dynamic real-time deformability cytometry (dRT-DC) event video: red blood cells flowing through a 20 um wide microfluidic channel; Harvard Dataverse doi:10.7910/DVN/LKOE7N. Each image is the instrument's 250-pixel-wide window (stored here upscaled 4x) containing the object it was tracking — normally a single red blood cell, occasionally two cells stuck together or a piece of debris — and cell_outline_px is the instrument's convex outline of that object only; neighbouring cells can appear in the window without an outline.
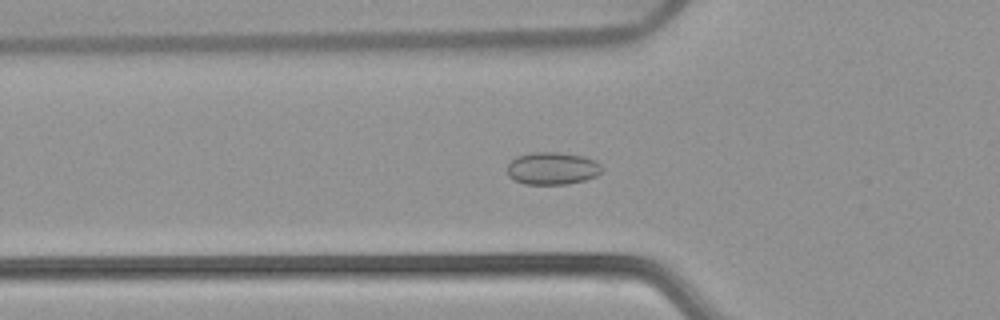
{"species": "common noctule bat (a hibernating species)", "species_latin": "Nyctalus noctula", "temperature_condition": "warm", "stored_images_in_passage": 35, "camera_frame_rate_fps": 3000, "um_per_image_px": 0.085, "animal": {"sex": "female", "body_mass_g": 22.7, "forearm_length_mm": 54.2}, "frame": {"image": 1, "passage_image": 10, "time_ms": 3.0, "image_size_px": [1000, 320], "cell_outline_px": [[604, 168], [596, 176], [584, 180], [568, 184], [524, 184], [508, 176], [508, 164], [516, 156], [532, 152], [560, 152], [584, 156], [596, 160]], "centroid_in_image_um": [46.97, 14.3], "position_along_channel_um": 78.8, "area_um2": 18.03}}
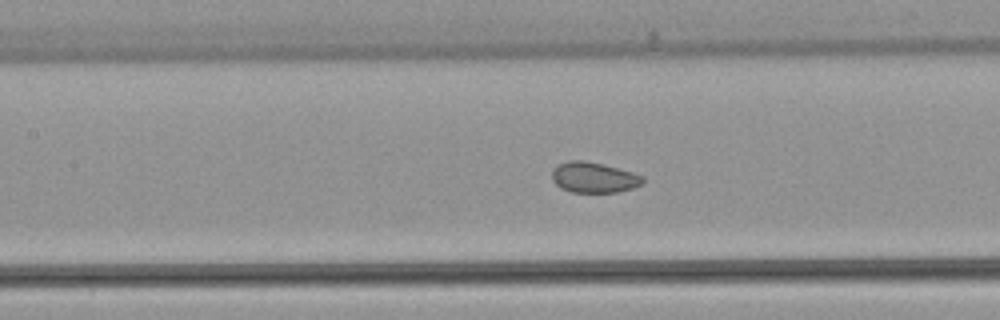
{"frame": {"image": 2, "passage_image": 16, "time_ms": 5.0, "image_size_px": [1000, 320], "cell_outline_px": [[644, 180], [640, 184], [632, 188], [616, 192], [572, 192], [560, 188], [552, 180], [552, 168], [556, 164], [568, 160], [584, 160], [632, 172], [644, 176]], "centroid_in_image_um": [50.41, 15.07], "position_along_channel_um": 157.0, "area_um2": 16.13}}
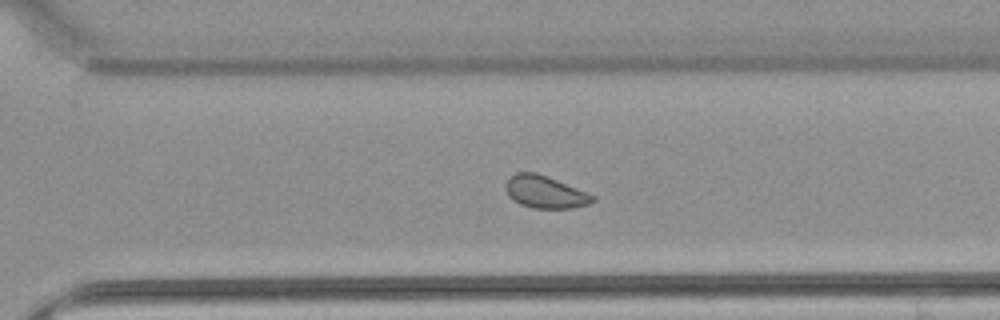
{"frame": {"image": 3, "passage_image": 29, "time_ms": 9.333, "image_size_px": [1000, 320], "cell_outline_px": [[596, 200], [588, 204], [572, 208], [532, 208], [520, 204], [512, 200], [508, 196], [504, 188], [504, 184], [508, 176], [516, 172], [536, 172], [548, 176], [588, 192], [596, 196]], "centroid_in_image_um": [46.3, 16.3], "position_along_channel_um": 324.3, "area_um2": 16.82}, "authors_computed_cell_mechanics": {"area_um2": 16.8198, "velocity_mm_per_s": 3.8696, "shape_relaxation_time_tau1_ms": null, "shape_relaxation_time_tau2_ms": 2.2992, "deformation_change_tau1": null, "deformation_change_tau2": 0.0565}}